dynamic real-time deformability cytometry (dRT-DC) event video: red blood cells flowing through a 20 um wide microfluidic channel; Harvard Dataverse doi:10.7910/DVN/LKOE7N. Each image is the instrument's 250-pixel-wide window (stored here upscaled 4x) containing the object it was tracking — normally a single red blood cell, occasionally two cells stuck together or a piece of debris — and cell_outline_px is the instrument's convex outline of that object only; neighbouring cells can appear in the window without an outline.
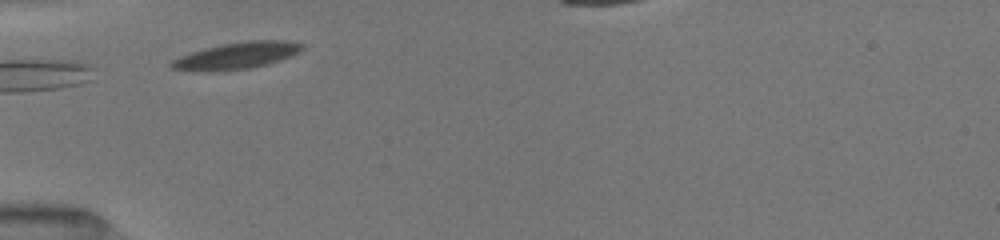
{"species": "common noctule bat (a hibernating species)", "species_latin": "Nyctalus noctula", "temperature_condition": "room temperature", "stored_images_in_passage": 3, "camera_frame_rate_fps": 3000, "um_per_image_px": 0.085, "animal": {"sex": "female", "body_mass_g": 19.5, "forearm_length_mm": 54.1}, "frame": {"image": 1, "passage_image": 1, "time_ms": 0.0, "image_size_px": [1000, 240], "cell_outline_px": [[304, 48], [300, 52], [280, 60], [268, 64], [248, 68], [212, 72], [172, 68], [168, 64], [172, 60], [180, 56], [204, 48], [224, 44], [248, 40], [284, 40], [304, 44]], "centroid_in_image_um": [20.15, 4.72], "position_along_channel_um": 64.9, "area_um2": 20.23}}